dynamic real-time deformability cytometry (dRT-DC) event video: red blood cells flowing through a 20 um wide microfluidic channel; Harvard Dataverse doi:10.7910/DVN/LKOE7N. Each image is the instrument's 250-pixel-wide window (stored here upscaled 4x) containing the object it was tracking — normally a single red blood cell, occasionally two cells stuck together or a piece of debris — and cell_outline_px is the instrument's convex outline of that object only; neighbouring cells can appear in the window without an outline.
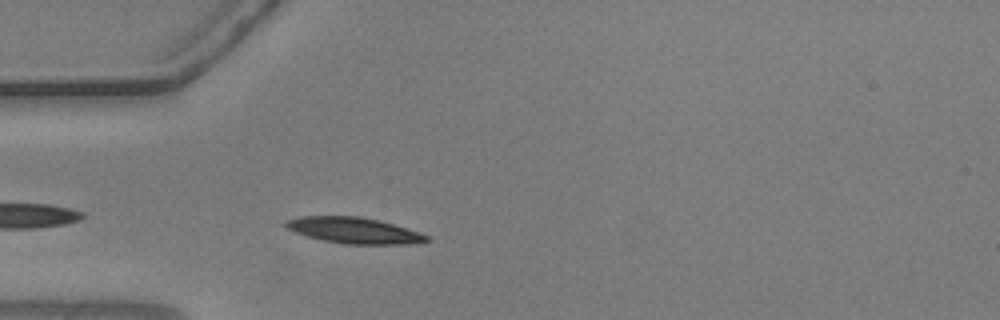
{"species": "common noctule bat (a hibernating species)", "species_latin": "Nyctalus noctula", "temperature_condition": "warm", "stored_images_in_passage": 35, "camera_frame_rate_fps": 3000, "um_per_image_px": 0.085, "animal": {"sex": "male", "body_mass_g": 20.5, "forearm_length_mm": 52.5}, "frame": {"image": 1, "passage_image": 3, "time_ms": 0.667, "image_size_px": [1000, 320], "cell_outline_px": [[432, 240], [408, 244], [344, 244], [324, 240], [308, 236], [296, 232], [288, 228], [284, 224], [288, 220], [300, 216], [360, 216], [392, 224], [420, 232], [428, 236]], "centroid_in_image_um": [30.12, 19.59], "position_along_channel_um": 54.9, "area_um2": 21.04}}
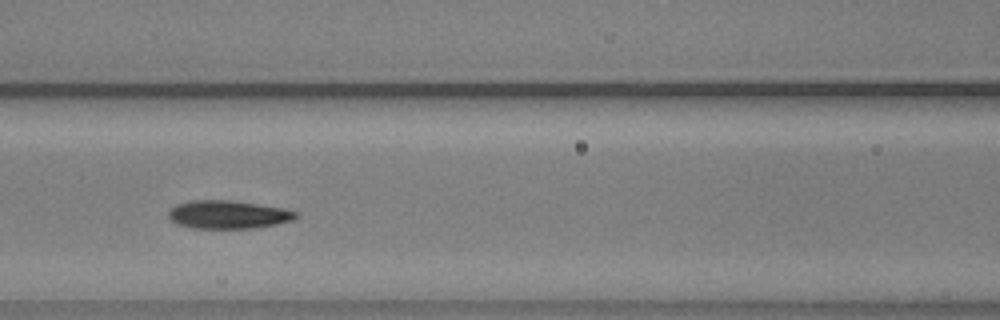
{"frame": {"image": 2, "passage_image": 11, "time_ms": 3.333, "image_size_px": [1000, 320], "cell_outline_px": [[296, 216], [292, 220], [276, 224], [252, 228], [192, 228], [176, 224], [168, 216], [168, 208], [176, 204], [192, 200], [232, 200], [284, 208], [296, 212]], "centroid_in_image_um": [19.32, 18.23], "position_along_channel_um": 147.3, "area_um2": 20.92}}
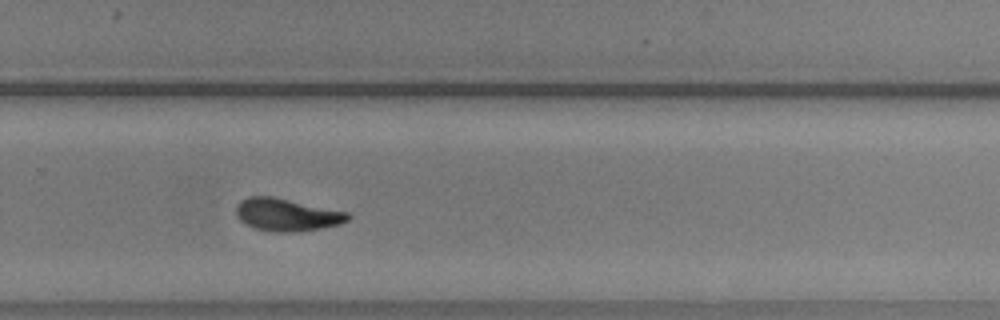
{"frame": {"image": 3, "passage_image": 24, "time_ms": 7.667, "image_size_px": [1000, 320], "cell_outline_px": [[352, 216], [348, 220], [340, 224], [324, 228], [296, 232], [272, 232], [256, 228], [244, 224], [240, 220], [236, 212], [236, 204], [240, 200], [248, 196], [272, 196], [348, 212]], "centroid_in_image_um": [24.38, 18.25], "position_along_channel_um": 305.4, "area_um2": 21.39}, "authors_computed_cell_mechanics": {"area_um2": 20.9814, "velocity_mm_per_s": 3.6615, "shape_relaxation_time_tau1_ms": 4.0373, "shape_relaxation_time_tau2_ms": 2.4166, "deformation_change_tau1": 0.1763, "deformation_change_tau2": 0.0892}}